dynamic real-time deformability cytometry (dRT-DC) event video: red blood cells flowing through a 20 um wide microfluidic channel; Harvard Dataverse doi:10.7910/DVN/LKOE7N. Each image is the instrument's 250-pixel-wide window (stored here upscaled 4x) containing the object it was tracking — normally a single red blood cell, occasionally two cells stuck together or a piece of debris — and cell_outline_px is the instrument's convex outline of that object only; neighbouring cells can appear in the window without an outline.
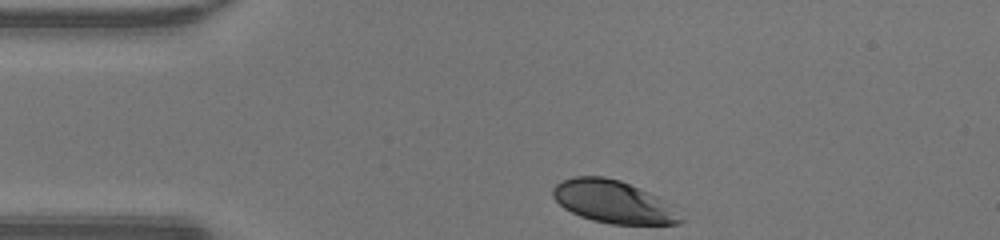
{"species": "human", "species_latin": "Homo sapiens", "temperature_condition": "warm", "stored_images_in_passage": 30, "camera_frame_rate_fps": 3000, "um_per_image_px": 0.085, "donor": {"sex": "male"}, "frame": {"image": 1, "passage_image": 1, "time_ms": 0.0, "image_size_px": [1000, 240], "cell_outline_px": [[684, 220], [680, 224], [612, 224], [592, 220], [580, 216], [564, 208], [552, 196], [552, 188], [556, 184], [564, 180], [576, 176], [604, 176], [620, 180], [656, 196]], "centroid_in_image_um": [52.05, 17.15], "position_along_channel_um": 33.0, "area_um2": 30.98}}
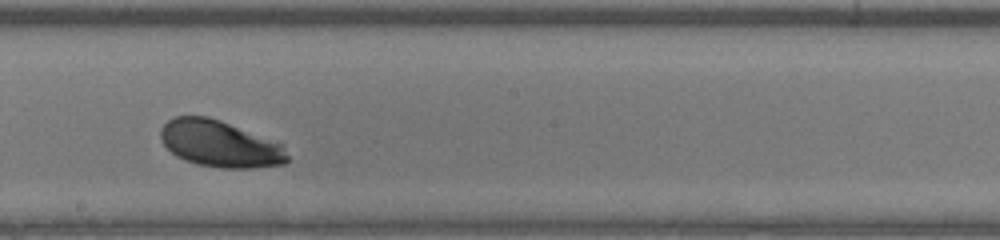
{"frame": {"image": 2, "passage_image": 18, "time_ms": 5.667, "image_size_px": [1000, 240], "cell_outline_px": [[288, 160], [284, 164], [252, 168], [224, 168], [196, 164], [184, 160], [176, 156], [164, 144], [160, 136], [160, 128], [168, 120], [176, 116], [208, 116], [220, 120], [284, 144], [288, 156]], "centroid_in_image_um": [18.7, 12.23], "position_along_channel_um": 229.5, "area_um2": 34.45}}
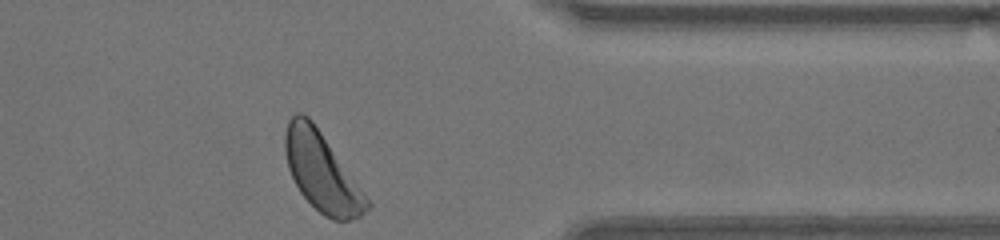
{"frame": {"image": 3, "passage_image": 30, "time_ms": 9.667, "image_size_px": [1000, 240], "cell_outline_px": [[372, 204], [360, 216], [348, 220], [332, 220], [324, 216], [300, 192], [288, 168], [284, 152], [284, 136], [288, 120], [296, 112], [300, 112], [308, 116], [312, 120]], "centroid_in_image_um": [27.32, 14.6], "position_along_channel_um": 384.1, "area_um2": 36.88}, "authors_computed_cell_mechanics": {"area_um2": 33.9575, "velocity_mm_per_s": 4.2719, "shape_relaxation_time_tau1_ms": 3.1195, "shape_relaxation_time_tau2_ms": null, "deformation_change_tau1": 0.1581, "deformation_change_tau2": null}}